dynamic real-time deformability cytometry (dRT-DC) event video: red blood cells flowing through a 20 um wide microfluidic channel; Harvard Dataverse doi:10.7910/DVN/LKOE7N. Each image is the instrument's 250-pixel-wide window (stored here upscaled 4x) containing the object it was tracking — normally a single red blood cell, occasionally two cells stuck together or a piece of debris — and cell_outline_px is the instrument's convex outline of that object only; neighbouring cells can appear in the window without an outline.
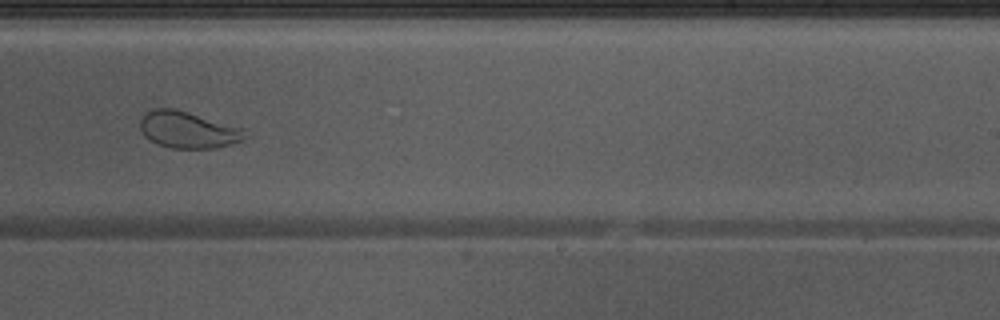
{"species": "Egyptian fruit bat (a non-hibernating species)", "species_latin": "Rousettus aegyptiacus", "temperature_condition": "warm", "stored_images_in_passage": 33, "camera_frame_rate_fps": 3000, "um_per_image_px": 0.085, "animal": {"sex": "male"}, "frame": {"image": 1, "passage_image": 19, "time_ms": 6.0, "image_size_px": [1000, 320], "cell_outline_px": [[252, 136], [232, 144], [212, 148], [172, 148], [156, 144], [144, 136], [140, 132], [140, 120], [148, 112], [156, 108], [172, 108], [188, 112], [244, 128], [252, 132]], "centroid_in_image_um": [16.05, 11.05], "position_along_channel_um": 272.9, "area_um2": 22.66}, "authors_computed_cell_mechanics": {"area_um2": 27.2816, "velocity_mm_per_s": 3.9667, "shape_relaxation_time_tau1_ms": null, "shape_relaxation_time_tau2_ms": 0.9973, "deformation_change_tau1": null, "deformation_change_tau2": 0.0747}}